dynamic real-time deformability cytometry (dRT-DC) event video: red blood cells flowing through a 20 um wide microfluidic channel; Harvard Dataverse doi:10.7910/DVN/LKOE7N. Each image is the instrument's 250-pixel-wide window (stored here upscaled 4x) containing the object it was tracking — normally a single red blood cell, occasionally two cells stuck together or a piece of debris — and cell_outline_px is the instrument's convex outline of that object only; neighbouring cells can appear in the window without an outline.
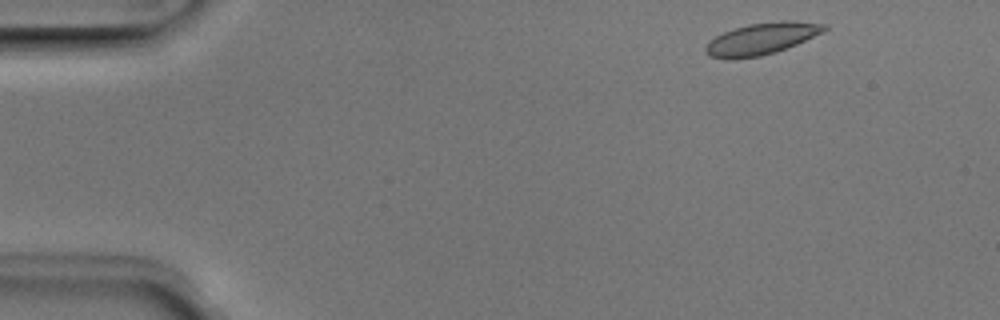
{"species": "Egyptian fruit bat (a non-hibernating species)", "species_latin": "Rousettus aegyptiacus", "temperature_condition": "room temperature", "stored_images_in_passage": 4, "camera_frame_rate_fps": 3000, "um_per_image_px": 0.085, "animal": {"sex": "male"}, "frame": {"image": 1, "passage_image": 1, "time_ms": 0.0, "image_size_px": [1000, 320], "cell_outline_px": [[828, 28], [824, 32], [796, 44], [776, 52], [760, 56], [732, 60], [728, 60], [708, 56], [704, 52], [704, 48], [716, 36], [724, 32], [748, 24], [780, 20], [788, 20], [828, 24]], "centroid_in_image_um": [64.74, 3.3], "position_along_channel_um": 20.3, "area_um2": 22.08}}
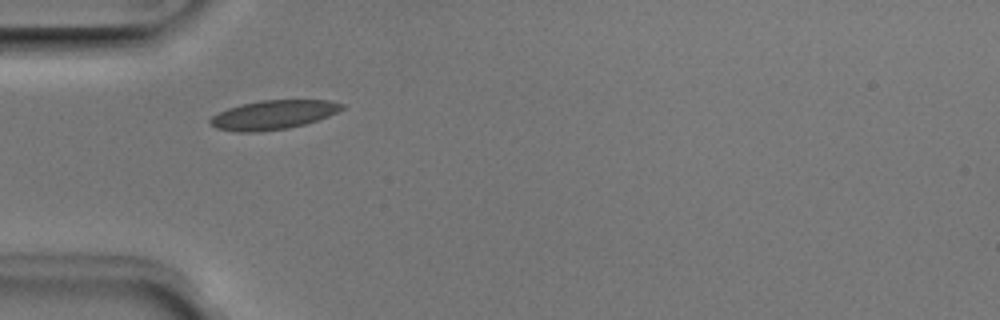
{"frame": {"image": 2, "passage_image": 3, "time_ms": 0.667, "image_size_px": [1000, 320], "cell_outline_px": [[344, 108], [328, 116], [304, 124], [288, 128], [256, 132], [236, 132], [216, 128], [208, 124], [208, 120], [212, 116], [228, 108], [240, 104], [260, 100], [328, 100], [344, 104]], "centroid_in_image_um": [23.18, 9.76], "position_along_channel_um": 61.8, "area_um2": 22.31}}